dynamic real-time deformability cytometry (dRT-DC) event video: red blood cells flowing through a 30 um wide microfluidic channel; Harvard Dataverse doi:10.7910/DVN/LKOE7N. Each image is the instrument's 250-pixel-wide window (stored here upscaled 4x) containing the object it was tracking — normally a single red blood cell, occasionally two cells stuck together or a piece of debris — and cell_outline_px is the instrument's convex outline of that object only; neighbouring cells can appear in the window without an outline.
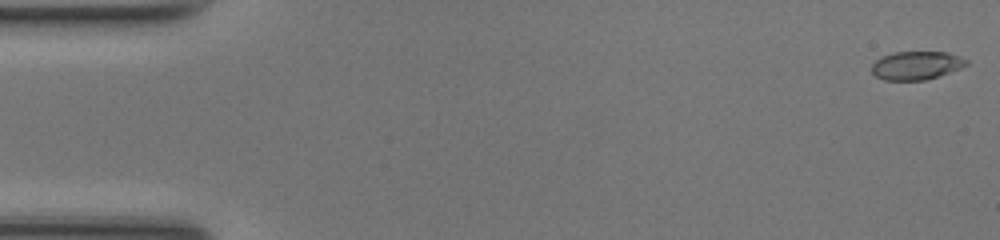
{"species": "common noctule bat (a hibernating species)", "species_latin": "Nyctalus noctula", "temperature_condition": "room temperature", "stored_images_in_passage": 43, "camera_frame_rate_fps": 3000, "um_per_image_px": 0.085, "animal": {"sex": "female", "body_mass_g": 17.0, "forearm_length_mm": 48.0}, "frame": {"image": 1, "passage_image": 1, "time_ms": 0.0, "image_size_px": [1000, 240], "cell_outline_px": [[968, 64], [960, 68], [924, 80], [884, 80], [876, 76], [872, 72], [872, 64], [880, 56], [896, 52], [948, 52], [960, 56], [968, 60]], "centroid_in_image_um": [77.87, 5.55], "position_along_channel_um": 7.1, "area_um2": 15.55}}
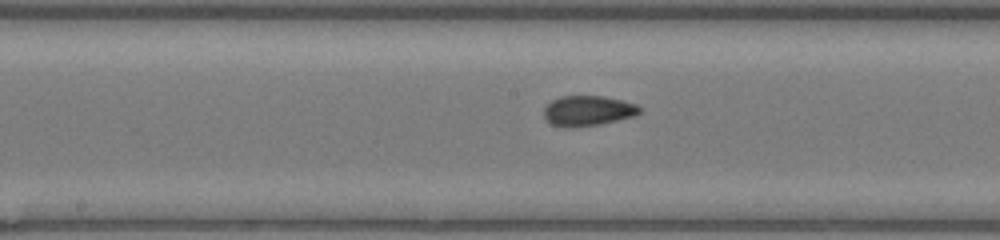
{"frame": {"image": 2, "passage_image": 25, "time_ms": 8.0, "image_size_px": [1000, 240], "cell_outline_px": [[640, 112], [636, 116], [600, 124], [568, 128], [564, 128], [552, 124], [544, 116], [544, 108], [552, 100], [560, 96], [604, 96], [636, 104], [640, 108]], "centroid_in_image_um": [49.97, 9.42], "position_along_channel_um": 198.2, "area_um2": 16.82}}
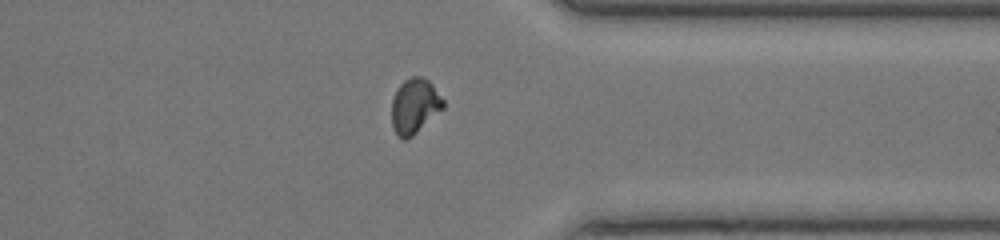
{"frame": {"image": 3, "passage_image": 38, "time_ms": 12.333, "image_size_px": [1000, 240], "cell_outline_px": [[444, 108], [412, 136], [404, 140], [392, 128], [392, 100], [400, 84], [404, 80], [412, 76], [420, 76], [428, 80], [432, 84], [444, 100]], "centroid_in_image_um": [35.25, 9.0], "position_along_channel_um": 376.1, "area_um2": 16.36}}